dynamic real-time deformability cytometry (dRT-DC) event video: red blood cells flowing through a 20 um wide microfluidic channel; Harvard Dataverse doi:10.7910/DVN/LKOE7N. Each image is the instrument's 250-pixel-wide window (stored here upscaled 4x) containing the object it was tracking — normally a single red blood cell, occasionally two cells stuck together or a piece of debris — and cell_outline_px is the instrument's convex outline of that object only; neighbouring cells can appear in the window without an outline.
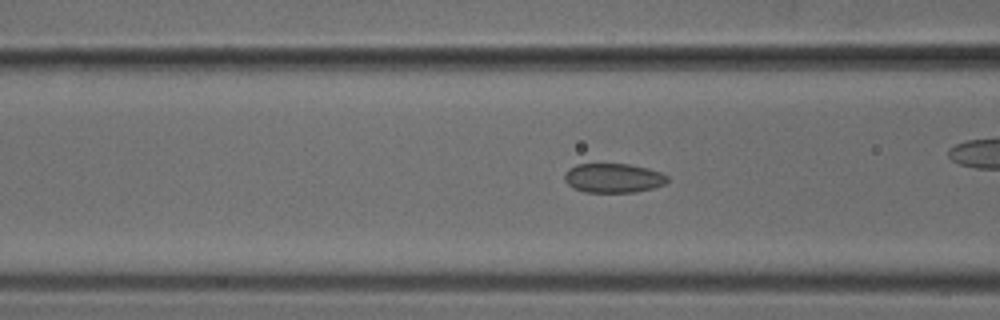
{"species": "common noctule bat (a hibernating species)", "species_latin": "Nyctalus noctula", "temperature_condition": "cold", "stored_images_in_passage": 46, "camera_frame_rate_fps": 3000, "um_per_image_px": 0.085, "animal": {"sex": "male", "body_mass_g": 18.8}, "frame": {"image": 1, "passage_image": 20, "time_ms": 6.333, "image_size_px": [1000, 320], "cell_outline_px": [[668, 180], [664, 184], [652, 188], [636, 192], [584, 192], [572, 188], [564, 180], [564, 172], [568, 168], [576, 164], [628, 164], [648, 168], [660, 172], [668, 176]], "centroid_in_image_um": [52.09, 15.13], "position_along_channel_um": 114.5, "area_um2": 17.69}}
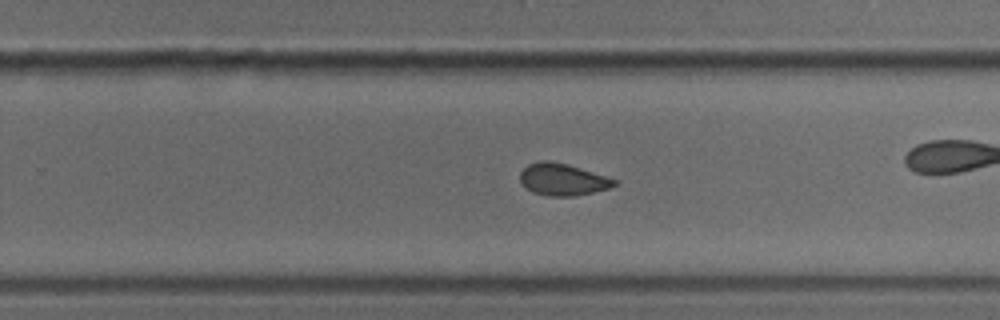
{"frame": {"image": 2, "passage_image": 33, "time_ms": 10.667, "image_size_px": [1000, 320], "cell_outline_px": [[616, 184], [608, 188], [576, 196], [548, 196], [532, 192], [520, 184], [520, 172], [528, 164], [540, 160], [548, 160], [568, 164], [616, 180]], "centroid_in_image_um": [47.75, 15.25], "position_along_channel_um": 282.1, "area_um2": 17.46}}